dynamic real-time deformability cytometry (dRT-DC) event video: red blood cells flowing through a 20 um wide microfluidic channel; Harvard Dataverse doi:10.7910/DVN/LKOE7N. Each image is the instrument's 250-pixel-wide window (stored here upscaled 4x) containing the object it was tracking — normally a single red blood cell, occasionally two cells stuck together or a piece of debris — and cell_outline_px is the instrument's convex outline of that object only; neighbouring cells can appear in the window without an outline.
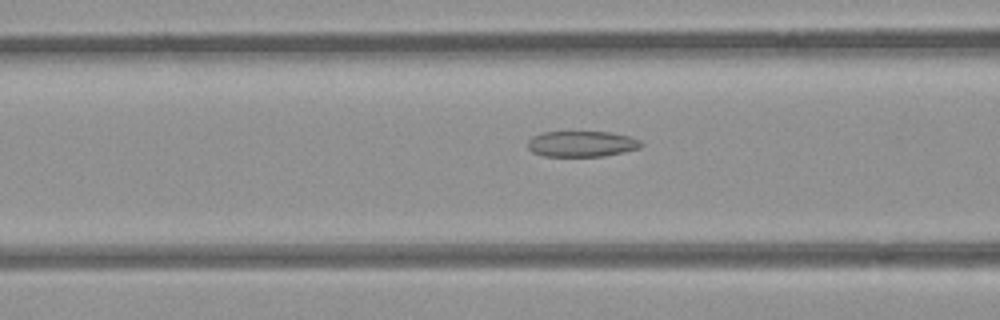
{"species": "common noctule bat (a hibernating species)", "species_latin": "Nyctalus noctula", "temperature_condition": "room temperature", "stored_images_in_passage": 43, "camera_frame_rate_fps": 3000, "um_per_image_px": 0.085, "animal": {"sex": "female", "body_mass_g": 21.9}, "frame": {"image": 1, "passage_image": 11, "time_ms": 3.333, "image_size_px": [1000, 320], "cell_outline_px": [[644, 144], [640, 148], [624, 152], [604, 156], [544, 156], [532, 152], [528, 148], [528, 140], [532, 136], [544, 132], [612, 132], [628, 136], [640, 140]], "centroid_in_image_um": [49.46, 12.23], "position_along_channel_um": 117.1, "area_um2": 17.11}}
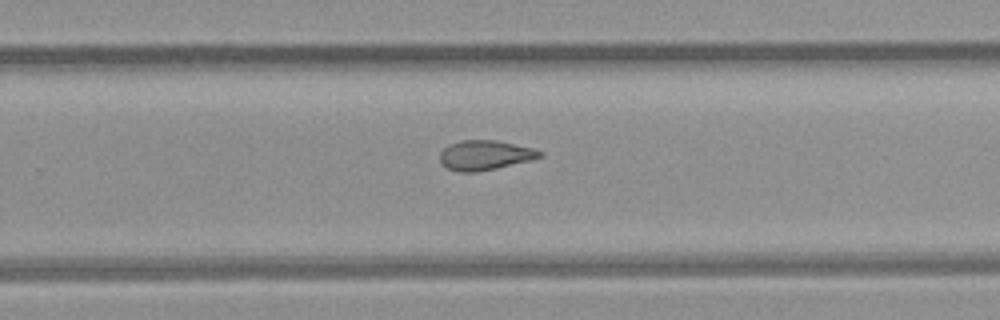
{"frame": {"image": 2, "passage_image": 24, "time_ms": 7.667, "image_size_px": [1000, 320], "cell_outline_px": [[544, 156], [532, 160], [496, 168], [476, 172], [456, 172], [448, 168], [440, 160], [440, 152], [448, 144], [460, 140], [496, 140], [532, 148], [544, 152]], "centroid_in_image_um": [41.23, 13.19], "position_along_channel_um": 288.6, "area_um2": 17.34}}
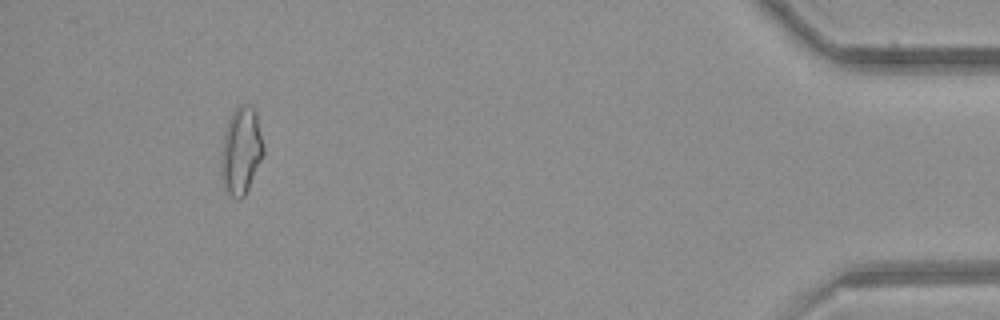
{"frame": {"image": 3, "passage_image": 39, "time_ms": 12.667, "image_size_px": [1000, 320], "cell_outline_px": [[264, 156], [244, 196], [240, 200], [232, 196], [224, 188], [220, 176], [220, 164], [224, 132], [228, 120], [232, 112], [236, 108], [244, 104], [248, 104], [256, 112], [264, 148]], "centroid_in_image_um": [20.48, 12.84], "position_along_channel_um": 414.7, "area_um2": 21.62}, "authors_computed_cell_mechanics": {"area_um2": 17.8602, "velocity_mm_per_s": 3.9558, "shape_relaxation_time_tau1_ms": null, "shape_relaxation_time_tau2_ms": 3.0208, "deformation_change_tau1": null, "deformation_change_tau2": 0.0966}}